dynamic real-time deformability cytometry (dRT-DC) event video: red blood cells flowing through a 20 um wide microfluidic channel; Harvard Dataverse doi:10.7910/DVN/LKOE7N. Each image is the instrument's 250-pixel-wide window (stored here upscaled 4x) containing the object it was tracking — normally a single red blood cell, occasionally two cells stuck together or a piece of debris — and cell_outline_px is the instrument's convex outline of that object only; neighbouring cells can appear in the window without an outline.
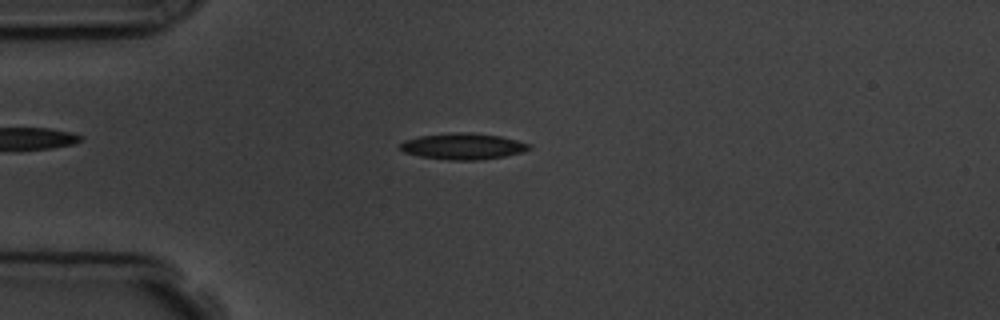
{"species": "common noctule bat (a hibernating species)", "species_latin": "Nyctalus noctula", "temperature_condition": "room temperature", "stored_images_in_passage": 5, "camera_frame_rate_fps": 3000, "um_per_image_px": 0.085, "animal": {"sex": "male", "body_mass_g": 19.5, "forearm_length_mm": 54.6}, "frame": {"image": 1, "passage_image": 3, "time_ms": 3.0, "image_size_px": [1000, 320], "cell_outline_px": [[532, 148], [520, 152], [504, 156], [476, 160], [448, 160], [420, 156], [404, 152], [400, 148], [400, 144], [404, 140], [420, 136], [452, 132], [472, 132], [500, 136], [532, 144]], "centroid_in_image_um": [39.35, 12.42], "position_along_channel_um": 45.6, "area_um2": 19.65}}
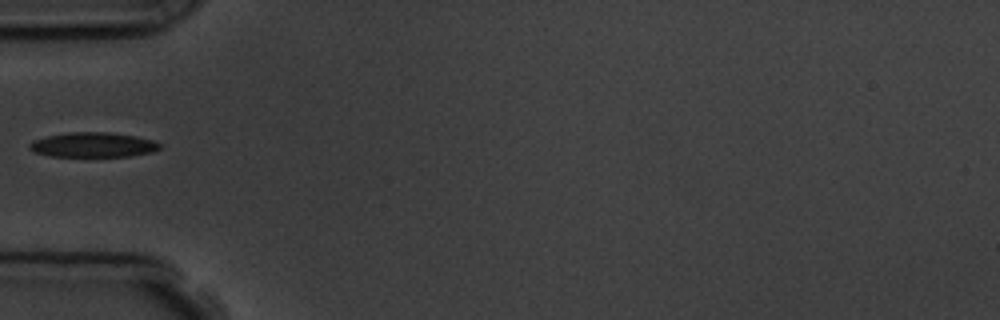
{"frame": {"image": 2, "passage_image": 4, "time_ms": 4.333, "image_size_px": [1000, 320], "cell_outline_px": [[160, 148], [152, 152], [128, 156], [52, 156], [36, 152], [28, 148], [28, 144], [32, 140], [48, 136], [68, 132], [108, 132], [136, 136], [152, 140], [160, 144]], "centroid_in_image_um": [7.89, 12.3], "position_along_channel_um": 77.1, "area_um2": 18.67}}